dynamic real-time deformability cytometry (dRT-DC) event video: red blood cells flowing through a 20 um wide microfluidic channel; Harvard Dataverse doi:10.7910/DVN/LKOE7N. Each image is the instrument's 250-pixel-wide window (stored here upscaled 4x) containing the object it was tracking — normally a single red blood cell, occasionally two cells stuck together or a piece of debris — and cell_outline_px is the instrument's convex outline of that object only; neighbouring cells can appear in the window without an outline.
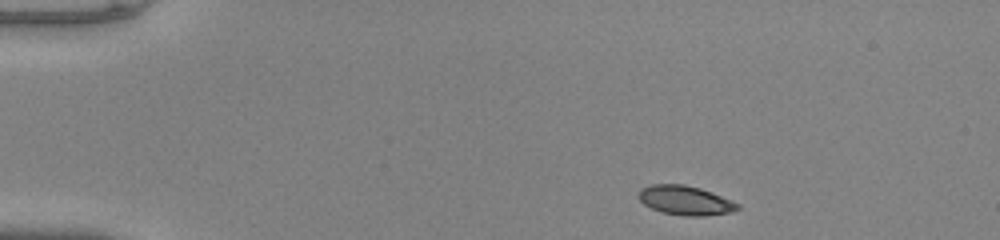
{"species": "common noctule bat (a hibernating species)", "species_latin": "Nyctalus noctula", "temperature_condition": "warm", "stored_images_in_passage": 44, "camera_frame_rate_fps": 3000, "um_per_image_px": 0.085, "animal": {"sex": "male", "body_mass_g": 20.0, "forearm_length_mm": 53.3}, "frame": {"image": 1, "passage_image": 1, "time_ms": 0.0, "image_size_px": [1000, 240], "cell_outline_px": [[740, 208], [732, 212], [704, 216], [684, 216], [660, 212], [644, 204], [636, 196], [640, 188], [652, 184], [684, 184], [700, 188], [712, 192], [740, 204]], "centroid_in_image_um": [58.23, 17.03], "position_along_channel_um": 26.8, "area_um2": 17.11}}
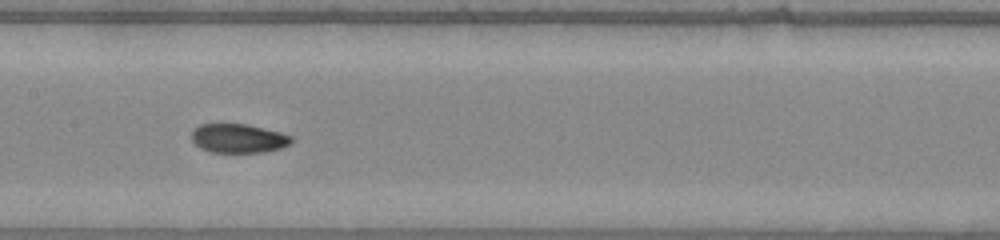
{"frame": {"image": 2, "passage_image": 19, "time_ms": 6.0, "image_size_px": [1000, 240], "cell_outline_px": [[292, 140], [288, 144], [280, 148], [264, 152], [212, 152], [200, 148], [192, 140], [192, 132], [200, 124], [248, 124], [280, 132], [292, 136]], "centroid_in_image_um": [20.26, 11.75], "position_along_channel_um": 187.1, "area_um2": 16.7}}
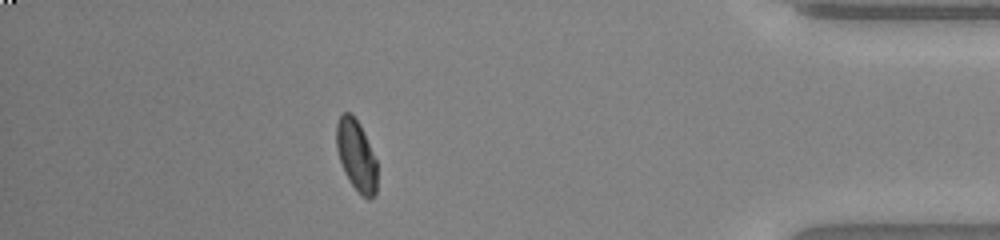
{"frame": {"image": 3, "passage_image": 38, "time_ms": 12.333, "image_size_px": [1000, 240], "cell_outline_px": [[376, 192], [368, 200], [348, 180], [344, 172], [336, 148], [336, 124], [340, 116], [344, 112], [348, 112], [360, 124], [376, 160]], "centroid_in_image_um": [30.26, 13.19], "position_along_channel_um": 404.9, "area_um2": 16.47}, "authors_computed_cell_mechanics": {"area_um2": 17.1377, "velocity_mm_per_s": 4.0716, "shape_relaxation_time_tau1_ms": 7.2831, "shape_relaxation_time_tau2_ms": 1.6814, "deformation_change_tau1": 0.2429, "deformation_change_tau2": 0.0524}}